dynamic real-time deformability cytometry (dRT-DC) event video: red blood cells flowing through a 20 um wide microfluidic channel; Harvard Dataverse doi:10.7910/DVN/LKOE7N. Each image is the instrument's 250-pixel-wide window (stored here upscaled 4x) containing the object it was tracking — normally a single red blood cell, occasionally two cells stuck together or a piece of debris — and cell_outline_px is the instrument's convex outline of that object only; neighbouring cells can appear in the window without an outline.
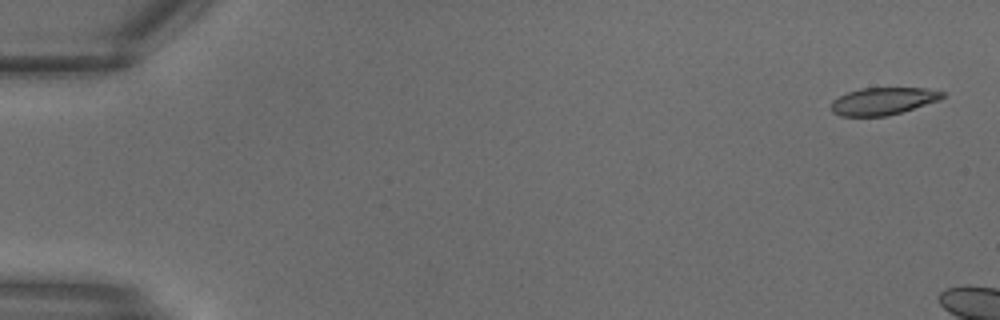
{"species": "common noctule bat (a hibernating species)", "species_latin": "Nyctalus noctula", "temperature_condition": "warm", "stored_images_in_passage": 4, "camera_frame_rate_fps": 3000, "um_per_image_px": 0.085, "animal": {"sex": "male", "body_mass_g": 18.8}, "frame": {"image": 1, "passage_image": 1, "time_ms": 0.0, "image_size_px": [1000, 320], "cell_outline_px": [[944, 96], [940, 100], [900, 112], [884, 116], [840, 116], [832, 112], [832, 100], [848, 92], [860, 88], [924, 88], [944, 92]], "centroid_in_image_um": [75.04, 8.59], "position_along_channel_um": 10.0, "area_um2": 17.51}}